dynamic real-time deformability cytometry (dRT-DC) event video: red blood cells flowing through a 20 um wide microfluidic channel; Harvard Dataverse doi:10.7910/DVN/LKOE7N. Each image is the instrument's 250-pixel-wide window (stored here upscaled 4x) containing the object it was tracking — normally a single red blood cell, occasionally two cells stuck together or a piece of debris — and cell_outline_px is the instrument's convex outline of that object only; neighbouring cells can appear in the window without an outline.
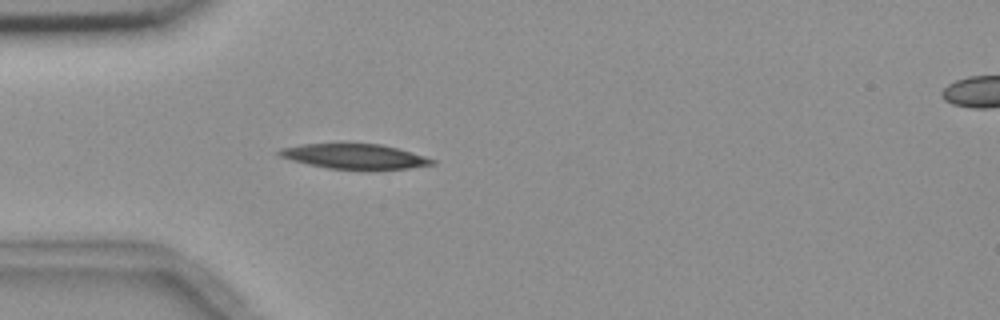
{"species": "common noctule bat (a hibernating species)", "species_latin": "Nyctalus noctula", "temperature_condition": "room temperature", "stored_images_in_passage": 4, "camera_frame_rate_fps": 3000, "um_per_image_px": 0.085, "animal": {"sex": "female", "body_mass_g": 18.4}, "frame": {"image": 1, "passage_image": 4, "time_ms": 3.333, "image_size_px": [1000, 320], "cell_outline_px": [[436, 164], [408, 168], [328, 168], [308, 164], [292, 160], [280, 156], [276, 152], [280, 148], [300, 144], [380, 144], [396, 148], [424, 156], [436, 160]], "centroid_in_image_um": [30.1, 13.28], "position_along_channel_um": 54.9, "area_um2": 21.56}}